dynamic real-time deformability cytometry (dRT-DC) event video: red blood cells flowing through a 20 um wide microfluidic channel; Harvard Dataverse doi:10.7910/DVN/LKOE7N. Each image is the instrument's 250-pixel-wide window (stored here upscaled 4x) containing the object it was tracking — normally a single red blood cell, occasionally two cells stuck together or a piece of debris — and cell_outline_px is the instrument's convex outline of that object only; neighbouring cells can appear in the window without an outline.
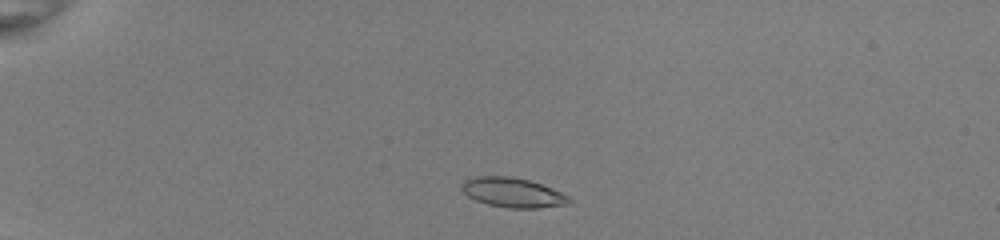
{"species": "common noctule bat (a hibernating species)", "species_latin": "Nyctalus noctula", "temperature_condition": "room temperature", "stored_images_in_passage": 42, "camera_frame_rate_fps": 3000, "um_per_image_px": 0.085, "animal": {"sex": "female", "body_mass_g": 22.0, "forearm_length_mm": 56.7}, "frame": {"image": 1, "passage_image": 4, "time_ms": 1.0, "image_size_px": [1000, 240], "cell_outline_px": [[572, 200], [568, 204], [540, 208], [512, 208], [488, 204], [476, 200], [468, 196], [460, 188], [464, 180], [476, 176], [512, 176], [528, 180], [540, 184], [560, 192], [568, 196]], "centroid_in_image_um": [43.57, 16.36], "position_along_channel_um": 41.4, "area_um2": 18.38}}
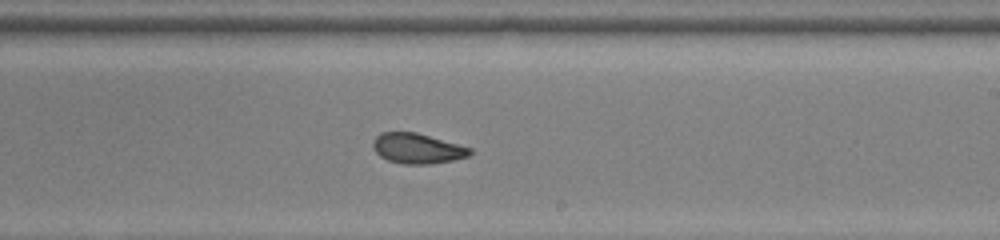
{"frame": {"image": 2, "passage_image": 24, "time_ms": 7.667, "image_size_px": [1000, 240], "cell_outline_px": [[472, 152], [468, 156], [452, 160], [428, 164], [404, 164], [388, 160], [380, 156], [372, 148], [372, 144], [376, 136], [380, 132], [416, 132], [472, 148]], "centroid_in_image_um": [35.45, 12.61], "position_along_channel_um": 253.6, "area_um2": 16.99}}
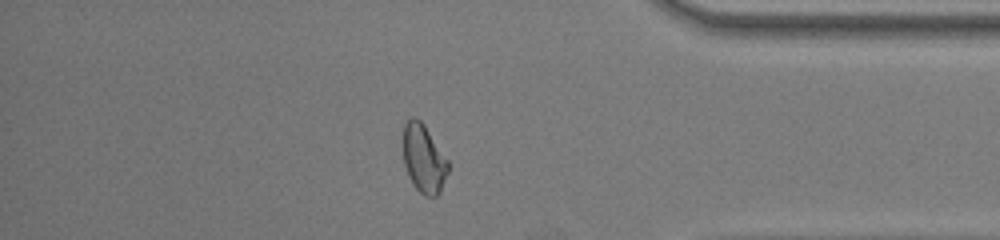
{"frame": {"image": 3, "passage_image": 36, "time_ms": 11.667, "image_size_px": [1000, 240], "cell_outline_px": [[448, 172], [440, 192], [436, 196], [424, 196], [412, 184], [408, 176], [404, 164], [404, 124], [412, 116], [416, 116], [424, 124], [448, 160]], "centroid_in_image_um": [36.02, 13.49], "position_along_channel_um": 399.2, "area_um2": 17.86}, "authors_computed_cell_mechanics": {"area_um2": 17.8024, "velocity_mm_per_s": 4.0128, "shape_relaxation_time_tau1_ms": 7.586, "shape_relaxation_time_tau2_ms": 1.6662, "deformation_change_tau1": 0.2371, "deformation_change_tau2": 0.0736}}